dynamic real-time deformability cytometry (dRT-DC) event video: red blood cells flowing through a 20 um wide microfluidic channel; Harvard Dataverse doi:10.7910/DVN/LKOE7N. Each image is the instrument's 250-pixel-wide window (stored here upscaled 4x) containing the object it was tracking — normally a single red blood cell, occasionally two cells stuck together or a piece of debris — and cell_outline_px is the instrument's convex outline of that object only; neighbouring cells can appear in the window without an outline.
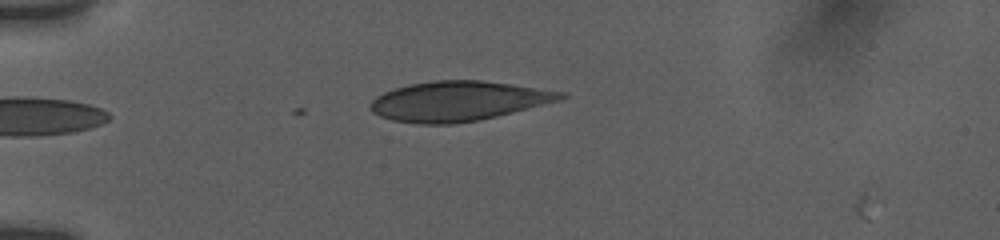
{"species": "human", "species_latin": "Homo sapiens", "temperature_condition": "room temperature", "stored_images_in_passage": 2, "camera_frame_rate_fps": 3000, "um_per_image_px": 0.085, "donor": {"sex": "female"}, "frame": {"image": 1, "passage_image": 2, "time_ms": 1.0, "image_size_px": [1000, 240], "cell_outline_px": [[568, 96], [560, 100], [480, 120], [456, 124], [416, 124], [392, 120], [380, 116], [372, 112], [368, 108], [372, 100], [376, 96], [384, 92], [408, 84], [432, 80], [480, 80], [512, 84], [568, 92]], "centroid_in_image_um": [38.94, 8.59], "position_along_channel_um": 46.1, "area_um2": 44.33}}